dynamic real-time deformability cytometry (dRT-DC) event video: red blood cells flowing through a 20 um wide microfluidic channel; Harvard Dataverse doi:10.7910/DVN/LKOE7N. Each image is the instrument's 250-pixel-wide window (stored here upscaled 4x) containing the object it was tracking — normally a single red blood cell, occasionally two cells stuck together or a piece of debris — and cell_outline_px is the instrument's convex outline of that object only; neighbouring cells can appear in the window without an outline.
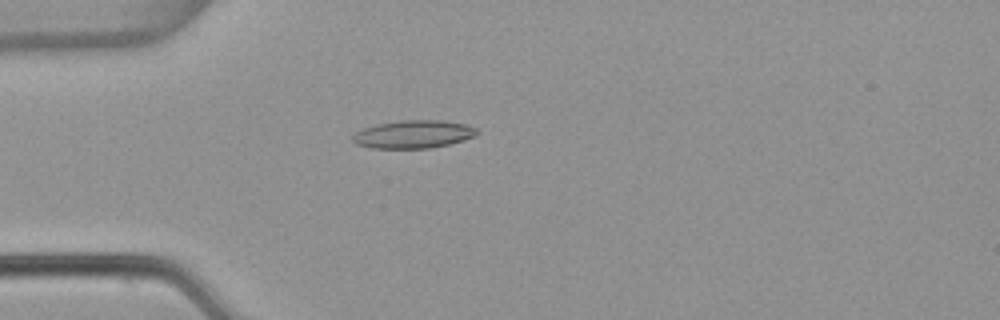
{"species": "common noctule bat (a hibernating species)", "species_latin": "Nyctalus noctula", "temperature_condition": "warm", "stored_images_in_passage": 4, "camera_frame_rate_fps": 3000, "um_per_image_px": 0.085, "animal": {"sex": "female", "body_mass_g": 22.7, "forearm_length_mm": 54.2}, "frame": {"image": 1, "passage_image": 3, "time_ms": 0.667, "image_size_px": [1000, 320], "cell_outline_px": [[480, 132], [476, 136], [464, 140], [448, 144], [428, 148], [372, 148], [356, 144], [352, 140], [352, 136], [356, 132], [364, 128], [376, 124], [400, 120], [440, 120], [468, 124], [476, 128]], "centroid_in_image_um": [35.17, 11.4], "position_along_channel_um": 49.8, "area_um2": 20.35}}